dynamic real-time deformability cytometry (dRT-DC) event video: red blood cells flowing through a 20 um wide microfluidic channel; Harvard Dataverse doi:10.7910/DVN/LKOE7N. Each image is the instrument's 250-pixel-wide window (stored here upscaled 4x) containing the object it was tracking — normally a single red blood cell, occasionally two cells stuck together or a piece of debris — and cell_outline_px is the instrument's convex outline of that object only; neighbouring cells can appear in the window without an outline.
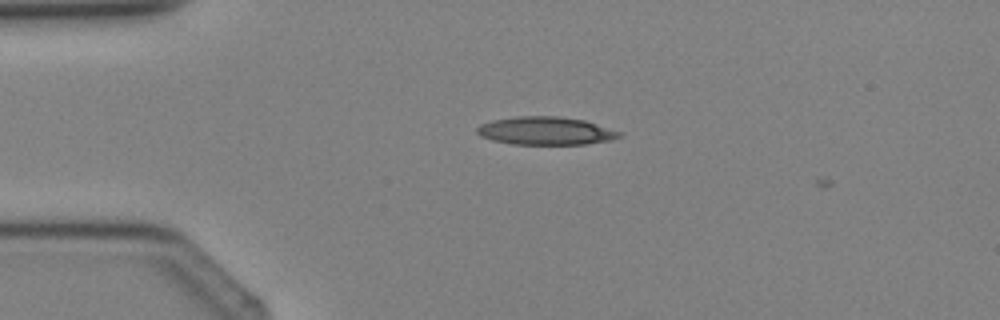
{"species": "Egyptian fruit bat (a non-hibernating species)", "species_latin": "Rousettus aegyptiacus", "temperature_condition": "cold", "stored_images_in_passage": 2, "camera_frame_rate_fps": 3000, "um_per_image_px": 0.085, "animal": {"sex": "female"}, "frame": {"image": 1, "passage_image": 1, "time_ms": 0.0, "image_size_px": [1000, 320], "cell_outline_px": [[624, 136], [612, 140], [584, 144], [512, 144], [492, 140], [480, 136], [476, 132], [476, 128], [480, 124], [492, 120], [516, 116], [560, 116], [584, 120], [620, 132]], "centroid_in_image_um": [46.36, 11.12], "position_along_channel_um": 38.6, "area_um2": 23.29}}